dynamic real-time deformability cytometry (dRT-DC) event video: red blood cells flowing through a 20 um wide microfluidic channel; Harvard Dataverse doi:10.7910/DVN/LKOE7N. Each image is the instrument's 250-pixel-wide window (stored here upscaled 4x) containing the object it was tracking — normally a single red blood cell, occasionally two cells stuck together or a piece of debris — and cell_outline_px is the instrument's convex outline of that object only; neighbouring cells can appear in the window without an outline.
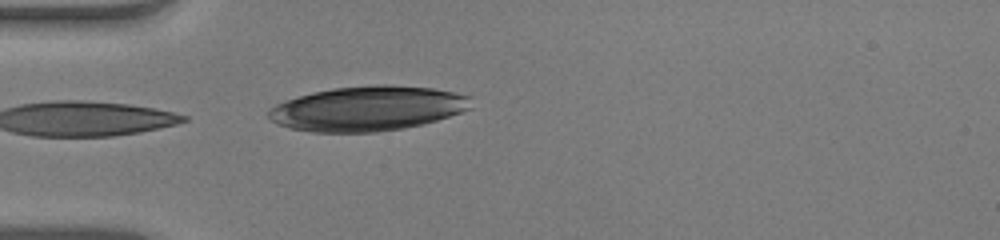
{"species": "human", "species_latin": "Homo sapiens", "temperature_condition": "warm", "stored_images_in_passage": 14, "camera_frame_rate_fps": 3000, "um_per_image_px": 0.085, "donor": {"sex": "male"}, "frame": {"image": 1, "passage_image": 14, "time_ms": 4.333, "image_size_px": [1000, 240], "cell_outline_px": [[472, 108], [436, 120], [404, 128], [376, 132], [312, 132], [288, 128], [272, 120], [268, 116], [268, 108], [276, 104], [312, 92], [332, 88], [376, 84], [388, 84], [432, 88], [472, 96]], "centroid_in_image_um": [31.26, 9.22], "position_along_channel_um": 53.7, "area_um2": 52.77}}